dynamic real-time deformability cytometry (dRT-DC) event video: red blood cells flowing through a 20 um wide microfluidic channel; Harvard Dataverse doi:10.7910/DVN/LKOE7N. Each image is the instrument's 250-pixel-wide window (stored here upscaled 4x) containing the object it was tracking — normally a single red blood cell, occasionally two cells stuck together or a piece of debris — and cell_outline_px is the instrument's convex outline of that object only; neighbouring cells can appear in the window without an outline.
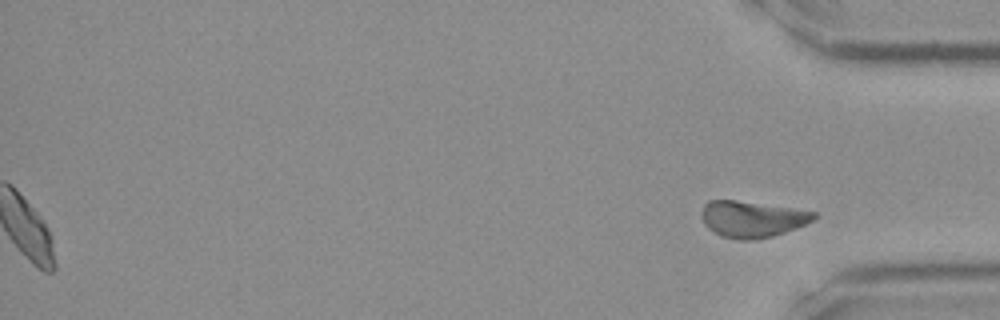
{"species": "Egyptian fruit bat (a non-hibernating species)", "species_latin": "Rousettus aegyptiacus", "temperature_condition": "room temperature", "stored_images_in_passage": 37, "segment_of_instrument_passage": [2, 2], "camera_frame_rate_fps": 3000, "um_per_image_px": 0.085, "frame": {"image": 1, "passage_image": 37, "time_ms": 12.0, "image_size_px": [1000, 320], "cell_outline_px": [[816, 216], [812, 220], [796, 228], [772, 236], [756, 240], [744, 240], [724, 236], [708, 228], [704, 224], [700, 216], [700, 212], [704, 204], [708, 200], [736, 200], [816, 212]], "centroid_in_image_um": [63.87, 18.61], "position_along_channel_um": 371.3, "area_um2": 23.47}}